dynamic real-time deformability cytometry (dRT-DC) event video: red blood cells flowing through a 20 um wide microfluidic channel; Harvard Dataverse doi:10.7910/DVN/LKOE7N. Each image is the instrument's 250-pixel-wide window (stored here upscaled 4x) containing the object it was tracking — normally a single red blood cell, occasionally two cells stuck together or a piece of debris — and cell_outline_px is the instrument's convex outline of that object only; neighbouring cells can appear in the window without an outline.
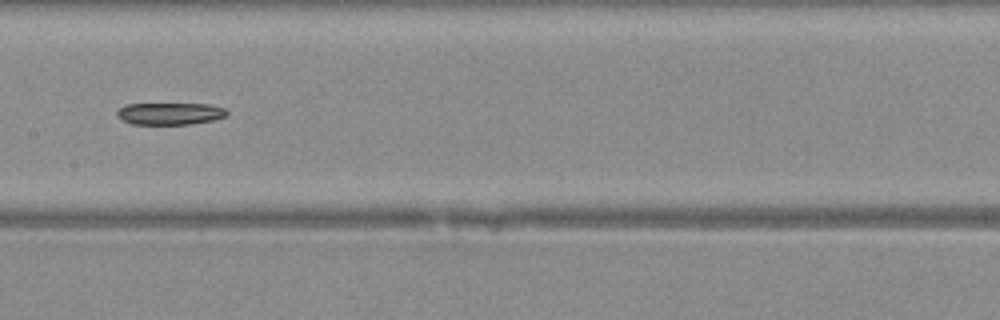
{"species": "Egyptian fruit bat (a non-hibernating species)", "species_latin": "Rousettus aegyptiacus", "temperature_condition": "warm", "stored_images_in_passage": 29, "camera_frame_rate_fps": 3000, "um_per_image_px": 0.085, "animal": {"sex": "female"}, "frame": {"image": 1, "passage_image": 9, "time_ms": 2.667, "image_size_px": [1000, 320], "cell_outline_px": [[228, 112], [224, 116], [212, 120], [188, 124], [132, 124], [116, 116], [116, 112], [120, 108], [128, 104], [208, 104], [224, 108]], "centroid_in_image_um": [14.42, 9.65], "position_along_channel_um": 193.0, "area_um2": 13.87}}